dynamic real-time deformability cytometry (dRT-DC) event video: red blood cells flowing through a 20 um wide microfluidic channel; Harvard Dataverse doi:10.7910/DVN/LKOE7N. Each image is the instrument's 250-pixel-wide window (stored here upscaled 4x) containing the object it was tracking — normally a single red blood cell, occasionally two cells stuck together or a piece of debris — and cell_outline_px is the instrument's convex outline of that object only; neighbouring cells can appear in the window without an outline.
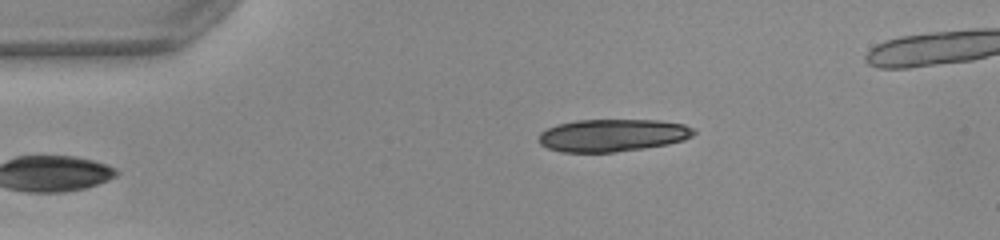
{"species": "common noctule bat (a hibernating species)", "species_latin": "Nyctalus noctula", "temperature_condition": "warm", "stored_images_in_passage": 39, "camera_frame_rate_fps": 3000, "um_per_image_px": 0.085, "animal": {"sex": "female", "body_mass_g": 22.0, "forearm_length_mm": 56.7}, "frame": {"image": 1, "passage_image": 1, "time_ms": 0.0, "image_size_px": [1000, 240], "cell_outline_px": [[696, 132], [692, 136], [684, 140], [668, 144], [644, 148], [616, 152], [560, 152], [548, 148], [540, 144], [540, 132], [556, 124], [576, 120], [660, 120], [684, 124], [696, 128]], "centroid_in_image_um": [52.1, 11.49], "position_along_channel_um": 32.9, "area_um2": 29.54}}